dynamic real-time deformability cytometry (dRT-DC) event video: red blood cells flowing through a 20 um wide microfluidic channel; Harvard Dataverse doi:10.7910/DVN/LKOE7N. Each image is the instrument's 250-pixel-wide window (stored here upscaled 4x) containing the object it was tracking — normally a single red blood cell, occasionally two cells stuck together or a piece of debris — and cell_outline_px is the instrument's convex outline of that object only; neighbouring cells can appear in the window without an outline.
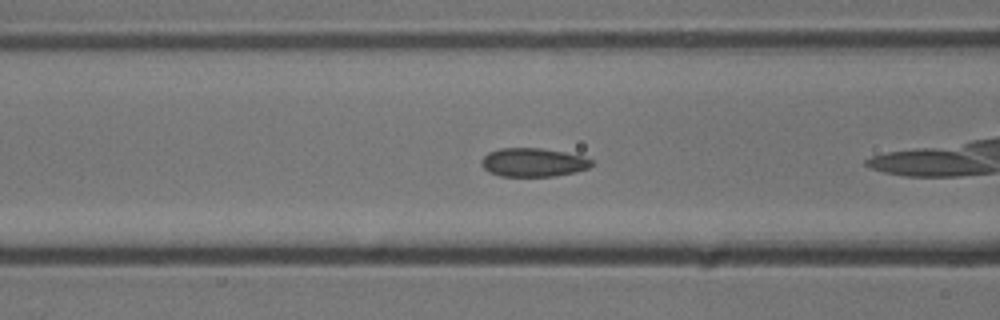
{"species": "common noctule bat (a hibernating species)", "species_latin": "Nyctalus noctula", "temperature_condition": "cold", "stored_images_in_passage": 34, "camera_frame_rate_fps": 3000, "um_per_image_px": 0.085, "animal": {"sex": "male", "body_mass_g": 13.3}, "frame": {"image": 1, "passage_image": 7, "time_ms": 2.0, "image_size_px": [1000, 320], "cell_outline_px": [[592, 164], [588, 168], [576, 172], [556, 176], [500, 176], [488, 172], [480, 164], [480, 160], [488, 152], [500, 148], [540, 148], [564, 152], [584, 156], [592, 160]], "centroid_in_image_um": [45.3, 13.8], "position_along_channel_um": 121.3, "area_um2": 18.5}}
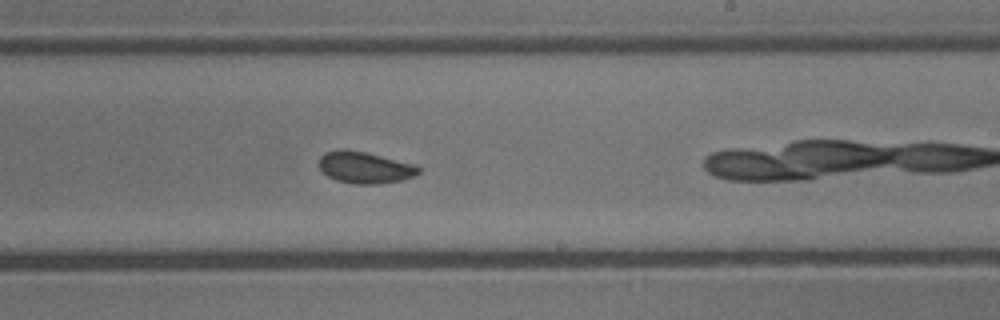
{"frame": {"image": 2, "passage_image": 18, "time_ms": 5.667, "image_size_px": [1000, 320], "cell_outline_px": [[420, 172], [412, 176], [400, 180], [380, 184], [356, 184], [336, 180], [328, 176], [320, 168], [320, 156], [324, 152], [340, 148], [344, 148], [364, 152], [412, 164], [420, 168]], "centroid_in_image_um": [30.96, 14.23], "position_along_channel_um": 258.0, "area_um2": 18.09}}
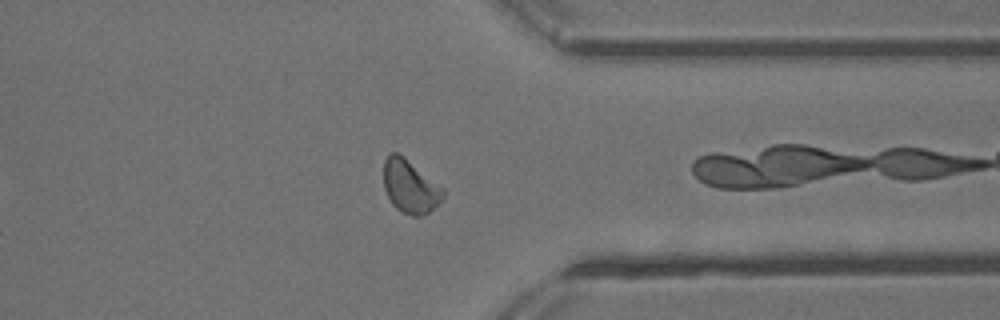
{"frame": {"image": 3, "passage_image": 28, "time_ms": 9.0, "image_size_px": [1000, 320], "cell_outline_px": [[444, 196], [428, 212], [420, 216], [412, 216], [396, 208], [392, 204], [384, 188], [384, 160], [392, 152], [396, 152], [444, 188]], "centroid_in_image_um": [34.84, 15.86], "position_along_channel_um": 376.6, "area_um2": 17.86}, "authors_computed_cell_mechanics": {"area_um2": 18.207, "velocity_mm_per_s": 3.739, "shape_relaxation_time_tau1_ms": 3.5516, "shape_relaxation_time_tau2_ms": 0.3945, "deformation_change_tau1": 0.0753, "deformation_change_tau2": 0.0268}}